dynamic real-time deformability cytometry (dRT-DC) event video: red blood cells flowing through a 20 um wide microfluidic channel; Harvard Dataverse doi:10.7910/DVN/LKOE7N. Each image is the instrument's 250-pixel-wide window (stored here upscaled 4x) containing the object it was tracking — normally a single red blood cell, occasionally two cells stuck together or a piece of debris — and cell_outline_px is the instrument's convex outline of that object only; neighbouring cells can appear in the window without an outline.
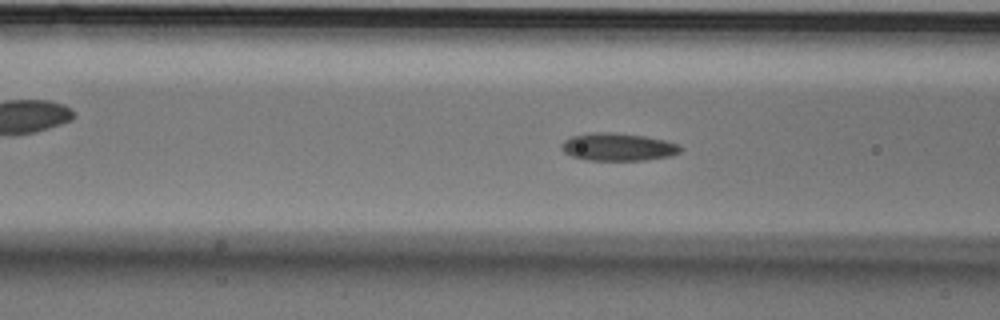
{"species": "Egyptian fruit bat (a non-hibernating species)", "species_latin": "Rousettus aegyptiacus", "temperature_condition": "cold", "stored_images_in_passage": 57, "camera_frame_rate_fps": 3000, "um_per_image_px": 0.085, "animal": {"sex": "male"}, "frame": {"image": 1, "passage_image": 22, "time_ms": 7.0, "image_size_px": [1000, 320], "cell_outline_px": [[684, 148], [680, 152], [672, 156], [644, 160], [584, 160], [572, 156], [564, 152], [560, 148], [560, 144], [564, 140], [572, 136], [596, 132], [612, 132], [644, 136], [664, 140], [680, 144]], "centroid_in_image_um": [52.54, 12.49], "position_along_channel_um": 114.1, "area_um2": 19.36}}
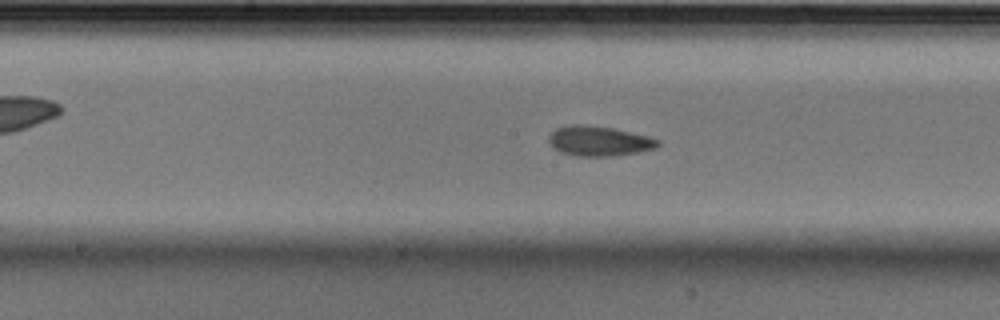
{"frame": {"image": 2, "passage_image": 29, "time_ms": 9.333, "image_size_px": [1000, 320], "cell_outline_px": [[660, 144], [656, 148], [636, 152], [612, 156], [576, 156], [560, 152], [548, 144], [548, 136], [556, 128], [572, 124], [580, 124], [612, 128], [648, 136], [660, 140]], "centroid_in_image_um": [50.88, 11.99], "position_along_channel_um": 197.3, "area_um2": 19.02}}
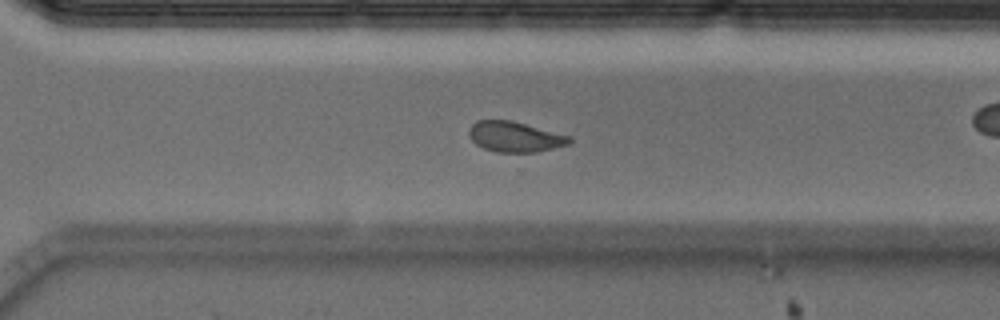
{"frame": {"image": 3, "passage_image": 40, "time_ms": 13.0, "image_size_px": [1000, 320], "cell_outline_px": [[572, 144], [536, 152], [496, 152], [484, 148], [476, 144], [468, 136], [468, 132], [472, 124], [476, 120], [512, 120], [572, 136]], "centroid_in_image_um": [43.8, 11.62], "position_along_channel_um": 326.8, "area_um2": 18.03}, "authors_computed_cell_mechanics": {"area_um2": 18.3804, "velocity_mm_per_s": 3.5516, "shape_relaxation_time_tau1_ms": 4.2026, "shape_relaxation_time_tau2_ms": 2.7035, "deformation_change_tau1": 0.127, "deformation_change_tau2": 0.0881}}